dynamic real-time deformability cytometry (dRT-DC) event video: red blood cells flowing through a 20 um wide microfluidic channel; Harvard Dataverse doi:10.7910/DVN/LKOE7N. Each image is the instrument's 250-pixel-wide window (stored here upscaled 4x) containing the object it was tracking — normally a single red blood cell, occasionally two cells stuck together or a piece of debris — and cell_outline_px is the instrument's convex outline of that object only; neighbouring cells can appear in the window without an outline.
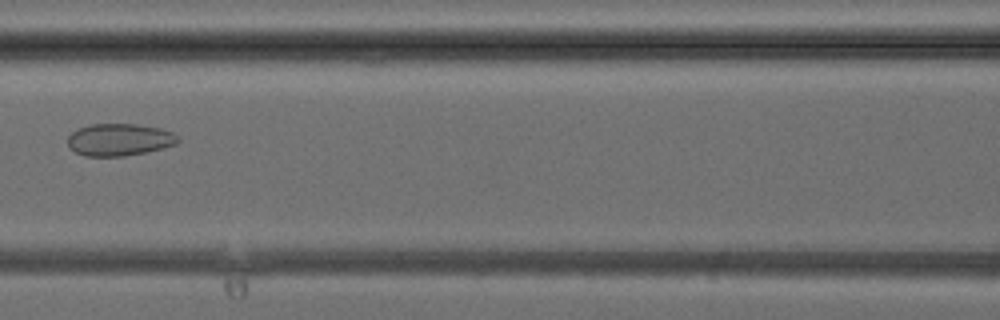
{"species": "common noctule bat (a hibernating species)", "species_latin": "Nyctalus noctula", "temperature_condition": "cold", "stored_images_in_passage": 30, "camera_frame_rate_fps": 3000, "um_per_image_px": 0.085, "animal": {"sex": "female", "body_mass_g": 24.6, "forearm_length_mm": 56.2}, "frame": {"image": 1, "passage_image": 7, "time_ms": 2.0, "image_size_px": [1000, 320], "cell_outline_px": [[180, 140], [176, 144], [144, 152], [124, 156], [84, 156], [76, 152], [68, 144], [68, 136], [72, 132], [80, 128], [92, 124], [136, 124], [160, 128], [172, 132], [180, 136]], "centroid_in_image_um": [10.17, 11.87], "position_along_channel_um": 156.4, "area_um2": 20.52}}
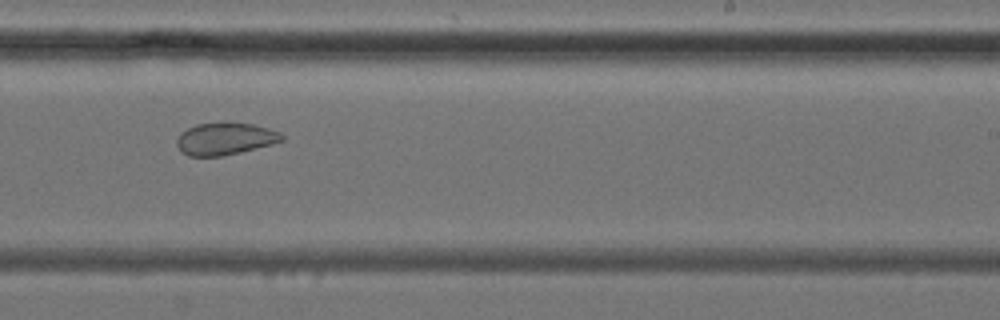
{"frame": {"image": 2, "passage_image": 14, "time_ms": 4.333, "image_size_px": [1000, 320], "cell_outline_px": [[284, 140], [272, 144], [240, 152], [220, 156], [188, 156], [180, 152], [176, 144], [176, 140], [180, 132], [196, 124], [252, 124], [268, 128], [280, 132], [284, 136]], "centroid_in_image_um": [19.1, 11.82], "position_along_channel_um": 269.9, "area_um2": 19.42}}
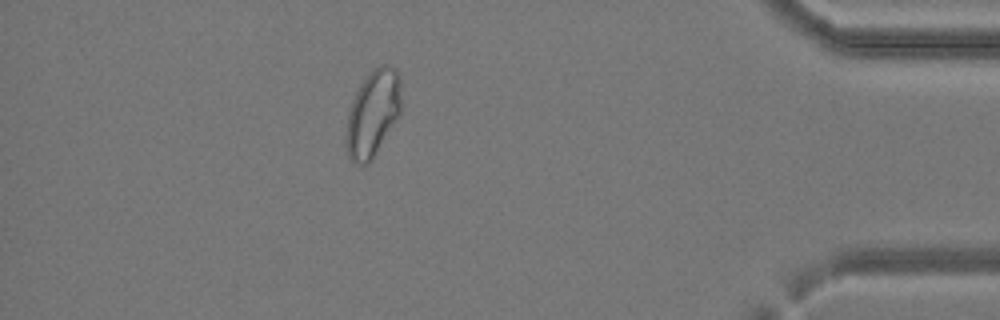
{"frame": {"image": 3, "passage_image": 25, "time_ms": 8.0, "image_size_px": [1000, 320], "cell_outline_px": [[400, 116], [372, 160], [364, 164], [360, 164], [348, 160], [344, 144], [344, 132], [348, 108], [360, 84], [368, 72], [372, 68], [380, 64], [388, 64], [396, 68], [400, 76]], "centroid_in_image_um": [31.65, 9.64], "position_along_channel_um": 403.5, "area_um2": 28.73}}